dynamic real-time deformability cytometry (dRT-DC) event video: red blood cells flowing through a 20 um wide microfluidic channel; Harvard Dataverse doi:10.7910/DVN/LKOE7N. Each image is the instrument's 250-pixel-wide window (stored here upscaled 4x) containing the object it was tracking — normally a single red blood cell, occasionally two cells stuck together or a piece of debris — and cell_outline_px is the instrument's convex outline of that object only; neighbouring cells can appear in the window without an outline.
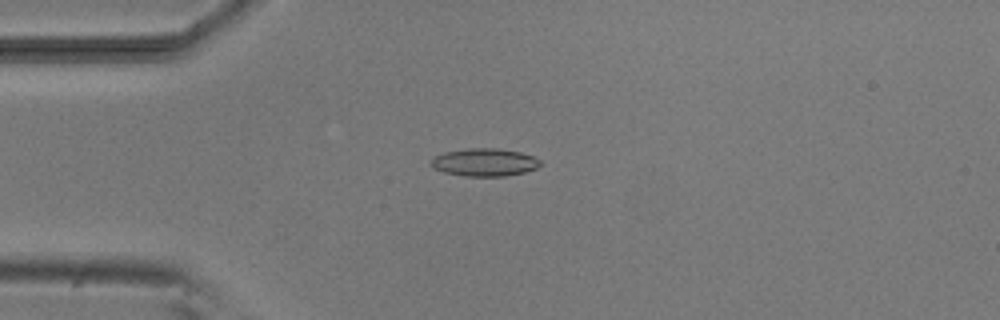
{"species": "common noctule bat (a hibernating species)", "species_latin": "Nyctalus noctula", "temperature_condition": "room temperature", "stored_images_in_passage": 5, "camera_frame_rate_fps": 3000, "um_per_image_px": 0.085, "animal": {"sex": "male", "body_mass_g": 20.5, "forearm_length_mm": 52.5}, "frame": {"image": 1, "passage_image": 4, "time_ms": 3.333, "image_size_px": [1000, 320], "cell_outline_px": [[544, 164], [536, 168], [524, 172], [504, 176], [464, 176], [444, 172], [432, 168], [428, 164], [436, 156], [444, 152], [468, 148], [496, 148], [520, 152], [532, 156], [540, 160]], "centroid_in_image_um": [41.18, 13.79], "position_along_channel_um": 43.8, "area_um2": 17.74}}